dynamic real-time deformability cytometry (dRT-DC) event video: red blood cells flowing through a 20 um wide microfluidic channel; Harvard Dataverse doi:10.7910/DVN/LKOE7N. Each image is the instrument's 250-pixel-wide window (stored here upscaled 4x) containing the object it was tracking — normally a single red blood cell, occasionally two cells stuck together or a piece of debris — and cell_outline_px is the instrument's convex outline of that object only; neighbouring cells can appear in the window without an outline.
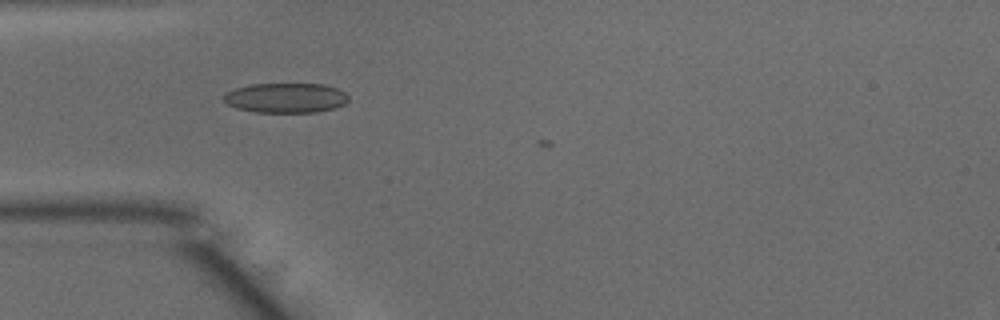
{"species": "common noctule bat (a hibernating species)", "species_latin": "Nyctalus noctula", "temperature_condition": "warm", "stored_images_in_passage": 3, "camera_frame_rate_fps": 3000, "um_per_image_px": 0.085, "animal": {"sex": "male", "body_mass_g": 15.6}, "frame": {"image": 1, "passage_image": 2, "time_ms": 0.333, "image_size_px": [1000, 320], "cell_outline_px": [[348, 100], [344, 104], [336, 108], [316, 112], [256, 112], [236, 108], [228, 104], [224, 100], [224, 96], [228, 92], [236, 88], [248, 84], [324, 84], [336, 88], [344, 92], [348, 96]], "centroid_in_image_um": [24.31, 8.32], "position_along_channel_um": 60.7, "area_um2": 21.62}}